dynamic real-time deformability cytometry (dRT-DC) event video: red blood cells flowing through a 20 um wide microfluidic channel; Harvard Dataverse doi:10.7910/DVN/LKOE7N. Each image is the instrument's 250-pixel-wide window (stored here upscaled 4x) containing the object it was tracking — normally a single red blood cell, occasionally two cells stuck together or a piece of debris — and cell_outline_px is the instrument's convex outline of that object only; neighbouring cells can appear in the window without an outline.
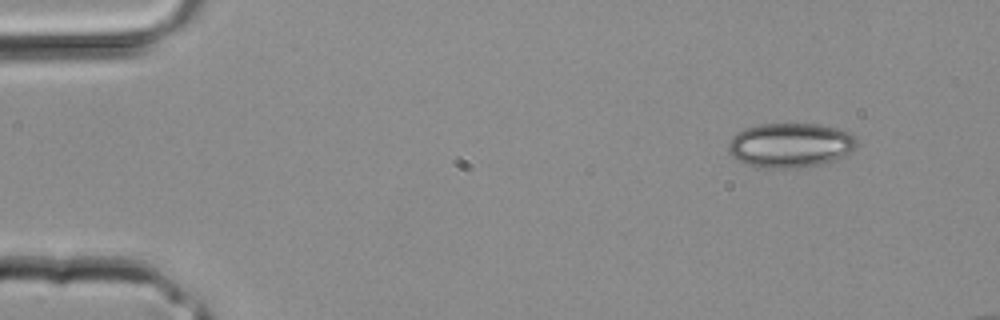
{"species": "common noctule bat (a hibernating species)", "species_latin": "Nyctalus noctula", "temperature_condition": "room temperature", "stored_images_in_passage": 3, "camera_frame_rate_fps": 3000, "um_per_image_px": 0.085, "animal": {"sex": "male", "body_mass_g": 20.4}, "frame": {"image": 1, "passage_image": 1, "time_ms": 0.0, "image_size_px": [1000, 320], "cell_outline_px": [[856, 148], [852, 152], [836, 160], [824, 164], [796, 168], [760, 168], [748, 164], [732, 156], [728, 148], [728, 144], [732, 136], [744, 128], [760, 124], [820, 124], [836, 128], [848, 132], [856, 136]], "centroid_in_image_um": [67.21, 12.35], "position_along_channel_um": 17.8, "area_um2": 33.58}}